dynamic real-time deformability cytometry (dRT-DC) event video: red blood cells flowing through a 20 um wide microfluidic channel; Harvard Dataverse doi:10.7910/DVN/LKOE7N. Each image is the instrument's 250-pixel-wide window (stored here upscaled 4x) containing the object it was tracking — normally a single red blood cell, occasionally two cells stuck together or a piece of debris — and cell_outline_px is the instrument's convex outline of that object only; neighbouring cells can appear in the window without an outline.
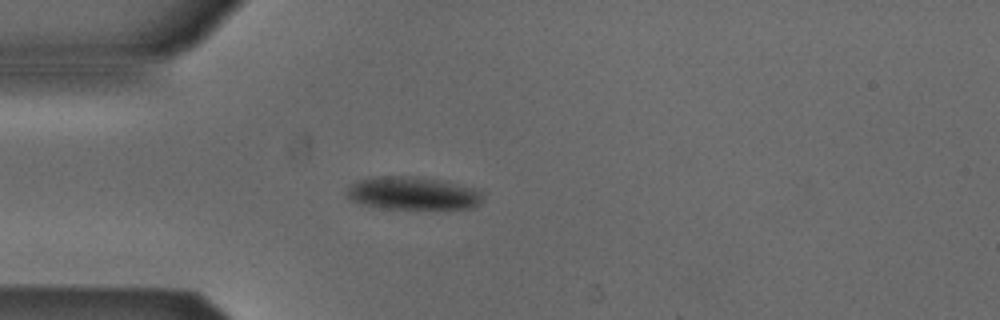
{"species": "Egyptian fruit bat (a non-hibernating species)", "species_latin": "Rousettus aegyptiacus", "temperature_condition": "cold", "stored_images_in_passage": 45, "camera_frame_rate_fps": 3000, "um_per_image_px": 0.085, "animal": {"sex": "male"}, "frame": {"image": 1, "passage_image": 10, "time_ms": 3.0, "image_size_px": [1000, 320], "cell_outline_px": [[484, 196], [480, 204], [472, 208], [384, 208], [364, 204], [352, 200], [344, 192], [356, 180], [368, 176], [420, 176], [444, 180], [480, 188]], "centroid_in_image_um": [35.14, 16.39], "position_along_channel_um": 49.9, "area_um2": 26.59}}
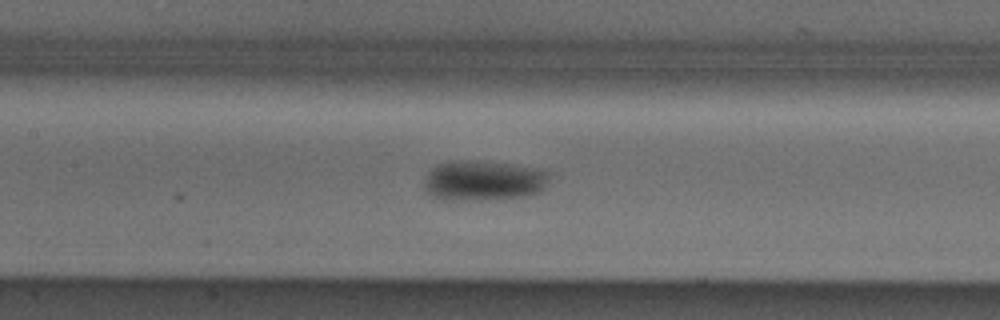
{"frame": {"image": 2, "passage_image": 20, "time_ms": 6.333, "image_size_px": [1000, 320], "cell_outline_px": [[552, 172], [544, 188], [540, 192], [524, 196], [452, 200], [432, 196], [424, 192], [424, 176], [436, 164], [448, 160], [476, 160], [508, 164], [536, 168]], "centroid_in_image_um": [41.05, 15.31], "position_along_channel_um": 166.3, "area_um2": 29.3}}
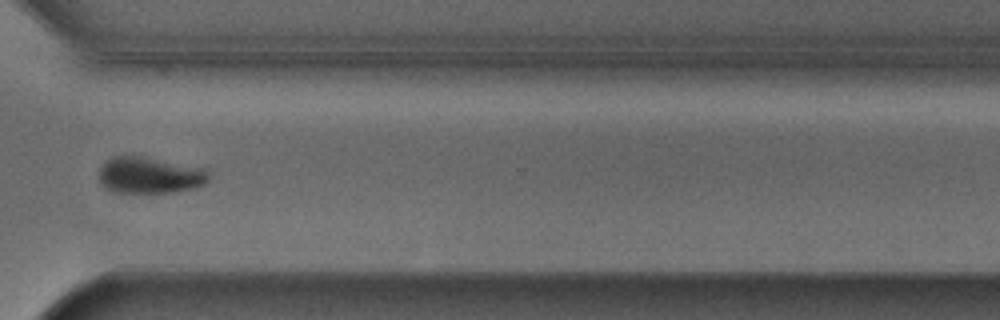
{"frame": {"image": 3, "passage_image": 35, "time_ms": 11.333, "image_size_px": [1000, 320], "cell_outline_px": [[208, 180], [204, 184], [196, 188], [176, 192], [112, 192], [104, 188], [100, 180], [100, 168], [104, 160], [112, 156], [140, 156], [204, 168], [208, 172]], "centroid_in_image_um": [12.7, 14.9], "position_along_channel_um": 357.9, "area_um2": 23.29}, "authors_computed_cell_mechanics": {"area_um2": 24.9696, "velocity_mm_per_s": 3.8322, "shape_relaxation_time_tau1_ms": 2.4928, "shape_relaxation_time_tau2_ms": null, "deformation_change_tau1": 0.0812, "deformation_change_tau2": null}}